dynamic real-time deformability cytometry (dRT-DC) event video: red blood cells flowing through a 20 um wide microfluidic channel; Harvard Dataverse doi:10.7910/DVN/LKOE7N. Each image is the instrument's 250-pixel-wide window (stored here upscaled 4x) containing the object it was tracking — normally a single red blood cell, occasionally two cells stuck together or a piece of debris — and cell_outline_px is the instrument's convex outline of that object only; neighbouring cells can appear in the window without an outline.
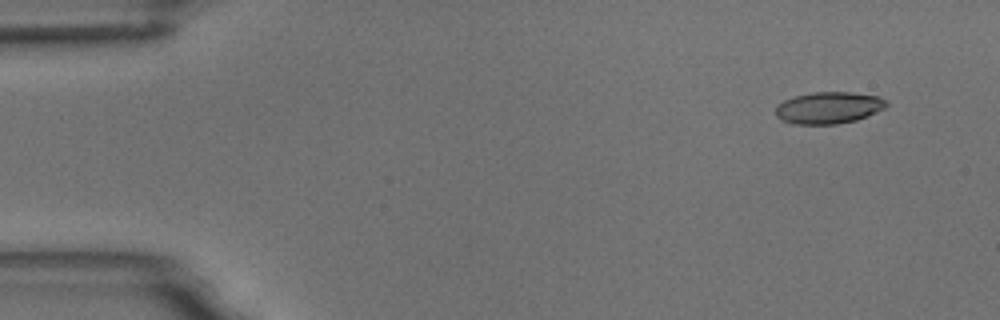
{"species": "common noctule bat (a hibernating species)", "species_latin": "Nyctalus noctula", "temperature_condition": "room temperature", "stored_images_in_passage": 5, "segment_of_instrument_passage": [1, 2], "camera_frame_rate_fps": 3000, "um_per_image_px": 0.085, "animal": {"sex": "male", "body_mass_g": 18.8}, "frame": {"image": 1, "passage_image": 1, "time_ms": 0.0, "image_size_px": [1000, 320], "cell_outline_px": [[888, 104], [884, 108], [876, 112], [856, 120], [836, 124], [792, 124], [780, 120], [776, 116], [776, 104], [784, 100], [796, 96], [812, 92], [852, 92], [880, 96], [888, 100]], "centroid_in_image_um": [70.43, 9.15], "position_along_channel_um": 14.6, "area_um2": 20.69}}
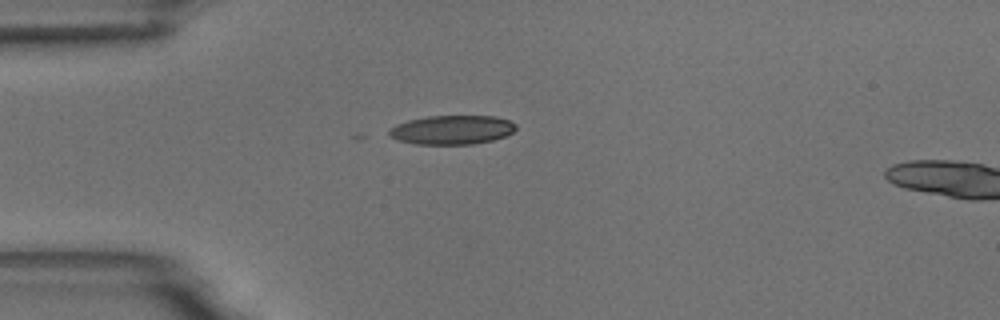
{"frame": {"image": 2, "passage_image": 4, "time_ms": 3.333, "image_size_px": [1000, 320], "cell_outline_px": [[516, 128], [508, 136], [492, 140], [472, 144], [416, 144], [400, 140], [392, 136], [388, 132], [388, 128], [396, 124], [408, 120], [428, 116], [496, 116], [508, 120], [516, 124]], "centroid_in_image_um": [38.44, 11.03], "position_along_channel_um": 46.6, "area_um2": 21.44}}